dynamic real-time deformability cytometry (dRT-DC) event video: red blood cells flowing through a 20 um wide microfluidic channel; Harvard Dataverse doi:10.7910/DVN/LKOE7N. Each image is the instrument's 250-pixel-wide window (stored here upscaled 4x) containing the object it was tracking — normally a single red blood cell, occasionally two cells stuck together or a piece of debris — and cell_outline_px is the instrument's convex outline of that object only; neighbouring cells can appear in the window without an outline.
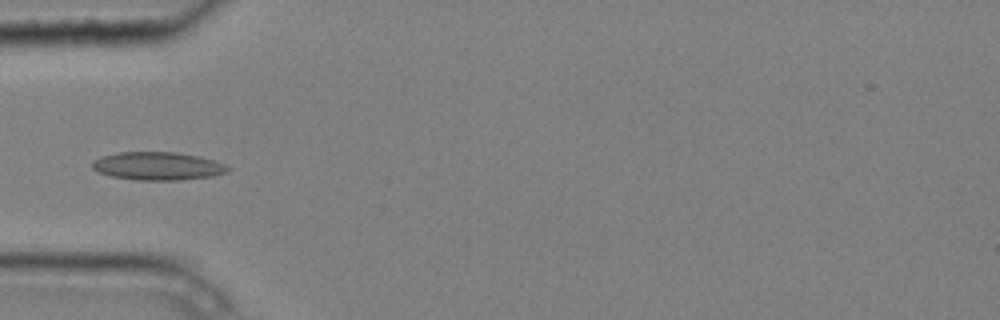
{"species": "common noctule bat (a hibernating species)", "species_latin": "Nyctalus noctula", "temperature_condition": "cold", "stored_images_in_passage": 7, "camera_frame_rate_fps": 3000, "um_per_image_px": 0.085, "animal": {"sex": "male", "body_mass_g": 20.4}, "frame": {"image": 1, "passage_image": 4, "time_ms": 1.0, "image_size_px": [1000, 320], "cell_outline_px": [[232, 168], [228, 172], [212, 176], [180, 180], [136, 180], [112, 176], [100, 172], [92, 168], [92, 160], [100, 156], [116, 152], [176, 152], [200, 156], [224, 164]], "centroid_in_image_um": [13.4, 14.11], "position_along_channel_um": 71.6, "area_um2": 22.31}}
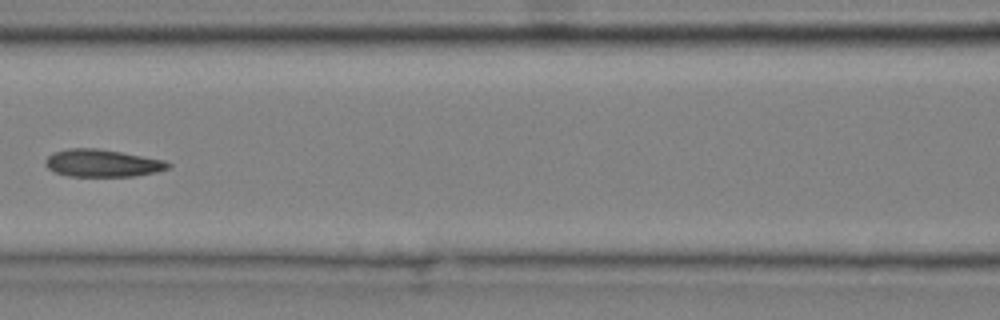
{"frame": {"image": 2, "passage_image": 6, "time_ms": 1.667, "image_size_px": [1000, 320], "cell_outline_px": [[172, 164], [168, 168], [156, 172], [132, 176], [68, 176], [56, 172], [48, 168], [44, 164], [44, 160], [52, 152], [68, 148], [96, 148], [120, 152], [164, 160]], "centroid_in_image_um": [8.66, 13.86], "position_along_channel_um": 157.9, "area_um2": 19.54}}
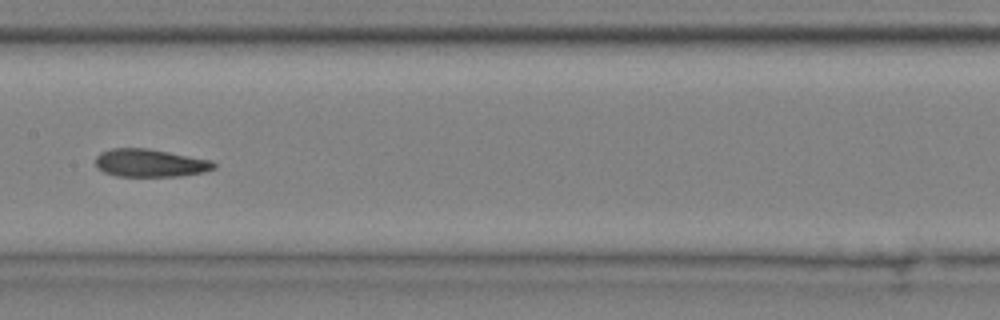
{"frame": {"image": 3, "passage_image": 7, "time_ms": 2.0, "image_size_px": [1000, 320], "cell_outline_px": [[216, 168], [204, 172], [180, 176], [116, 176], [104, 172], [96, 168], [96, 156], [100, 152], [112, 148], [148, 148], [212, 160], [216, 164]], "centroid_in_image_um": [12.76, 13.85], "position_along_channel_um": 194.6, "area_um2": 19.36}}